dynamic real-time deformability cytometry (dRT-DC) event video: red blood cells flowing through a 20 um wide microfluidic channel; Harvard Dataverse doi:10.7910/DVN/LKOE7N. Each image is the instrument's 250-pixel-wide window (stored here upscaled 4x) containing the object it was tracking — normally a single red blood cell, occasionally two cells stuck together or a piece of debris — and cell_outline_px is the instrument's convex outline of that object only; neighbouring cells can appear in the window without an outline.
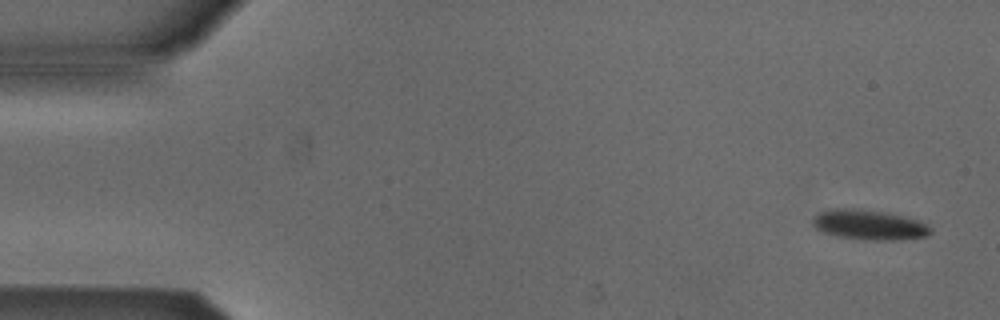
{"species": "Egyptian fruit bat (a non-hibernating species)", "species_latin": "Rousettus aegyptiacus", "temperature_condition": "cold", "stored_images_in_passage": 52, "camera_frame_rate_fps": 3000, "um_per_image_px": 0.085, "animal": {"sex": "male"}, "frame": {"image": 1, "passage_image": 1, "time_ms": 0.0, "image_size_px": [1000, 320], "cell_outline_px": [[932, 232], [928, 236], [892, 240], [868, 240], [836, 236], [824, 232], [816, 228], [812, 224], [812, 220], [820, 212], [828, 208], [852, 208], [884, 212], [916, 220], [928, 224], [932, 228]], "centroid_in_image_um": [73.86, 19.11], "position_along_channel_um": 11.1, "area_um2": 20.46}}
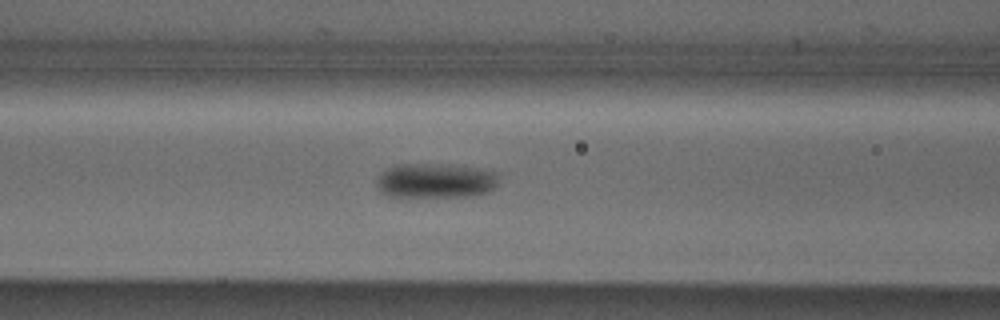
{"frame": {"image": 2, "passage_image": 20, "time_ms": 6.333, "image_size_px": [1000, 320], "cell_outline_px": [[500, 184], [496, 188], [488, 192], [476, 196], [400, 200], [388, 196], [380, 192], [376, 184], [376, 180], [388, 168], [396, 164], [448, 164], [476, 168], [500, 172]], "centroid_in_image_um": [37.05, 15.42], "position_along_channel_um": 129.5, "area_um2": 26.36}}
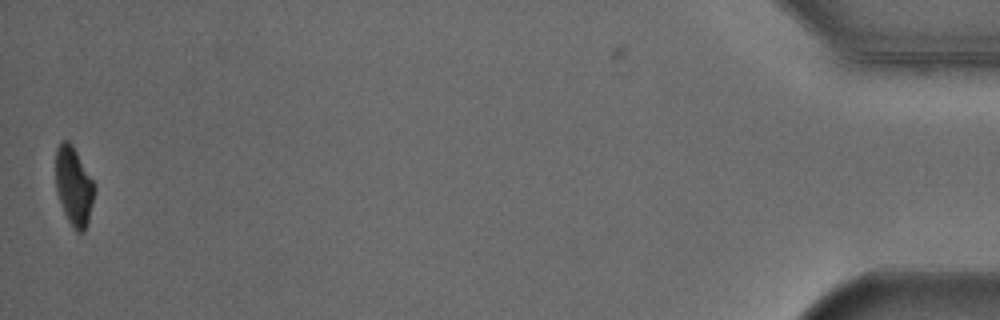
{"frame": {"image": 3, "passage_image": 51, "time_ms": 16.667, "image_size_px": [1000, 320], "cell_outline_px": [[96, 188], [88, 224], [84, 232], [76, 232], [68, 220], [64, 212], [56, 188], [56, 148], [60, 140], [68, 140], [72, 144], [92, 180]], "centroid_in_image_um": [6.28, 15.83], "position_along_channel_um": 428.9, "area_um2": 17.69}, "authors_computed_cell_mechanics": {"area_um2": 21.9062, "velocity_mm_per_s": 3.8593, "shape_relaxation_time_tau1_ms": 4.2886, "shape_relaxation_time_tau2_ms": null, "deformation_change_tau1": 0.0976, "deformation_change_tau2": null}}